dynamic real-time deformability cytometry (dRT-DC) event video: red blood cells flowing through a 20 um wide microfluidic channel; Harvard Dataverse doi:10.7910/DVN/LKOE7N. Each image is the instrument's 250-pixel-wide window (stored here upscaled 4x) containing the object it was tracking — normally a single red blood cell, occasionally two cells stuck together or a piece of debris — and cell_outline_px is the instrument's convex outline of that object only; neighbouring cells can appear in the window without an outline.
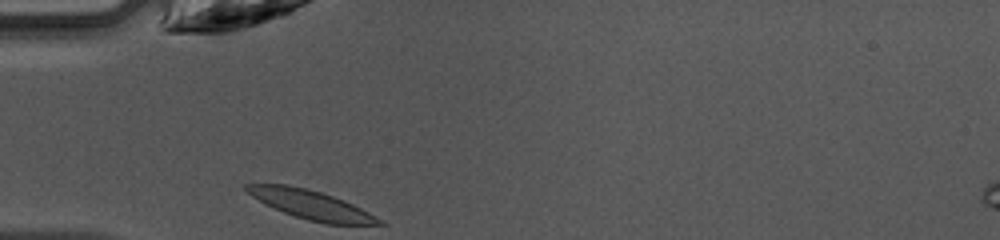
{"species": "common noctule bat (a hibernating species)", "species_latin": "Nyctalus noctula", "temperature_condition": "warm", "stored_images_in_passage": 26, "camera_frame_rate_fps": 3000, "um_per_image_px": 0.085, "animal": {"sex": "female", "body_mass_g": 10.0, "forearm_length_mm": 53.1}, "frame": {"image": 1, "passage_image": 1, "time_ms": 0.0, "image_size_px": [1000, 240], "cell_outline_px": [[388, 224], [324, 224], [308, 220], [284, 212], [252, 196], [244, 188], [244, 184], [288, 184], [320, 192], [344, 200], [368, 212]], "centroid_in_image_um": [26.45, 17.4], "position_along_channel_um": 58.6, "area_um2": 21.79}}
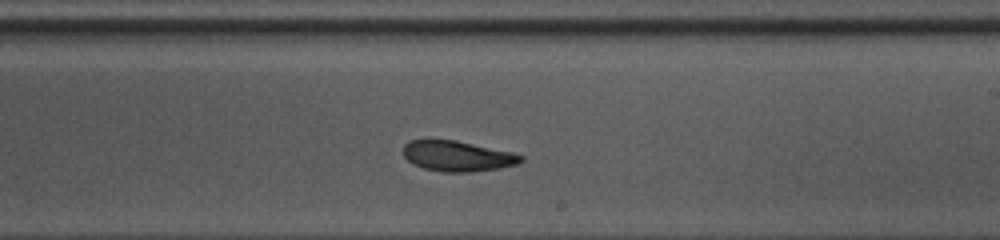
{"frame": {"image": 2, "passage_image": 15, "time_ms": 4.667, "image_size_px": [1000, 240], "cell_outline_px": [[524, 160], [516, 164], [500, 168], [472, 172], [444, 172], [424, 168], [412, 164], [404, 156], [404, 144], [408, 140], [456, 140], [512, 152], [524, 156]], "centroid_in_image_um": [38.89, 13.27], "position_along_channel_um": 250.1, "area_um2": 20.87}}
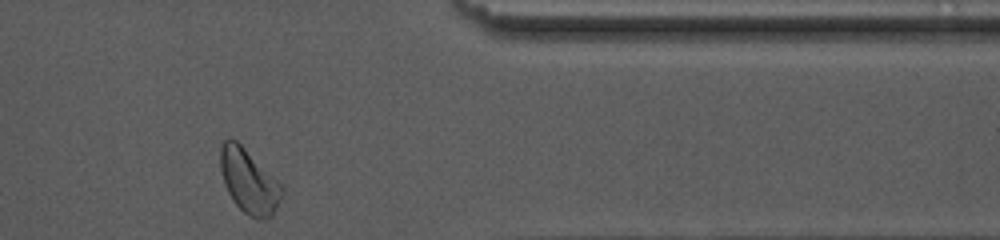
{"frame": {"image": 3, "passage_image": 26, "time_ms": 8.333, "image_size_px": [1000, 240], "cell_outline_px": [[284, 192], [272, 216], [256, 220], [248, 216], [232, 200], [224, 184], [220, 168], [220, 148], [224, 140], [236, 140], [284, 188]], "centroid_in_image_um": [21.14, 15.44], "position_along_channel_um": 390.3, "area_um2": 22.54}, "authors_computed_cell_mechanics": {"area_um2": 21.2415, "velocity_mm_per_s": 4.2024, "shape_relaxation_time_tau1_ms": 3.9429, "shape_relaxation_time_tau2_ms": 8.1596, "deformation_change_tau1": 0.1248, "deformation_change_tau2": 0.1355}}